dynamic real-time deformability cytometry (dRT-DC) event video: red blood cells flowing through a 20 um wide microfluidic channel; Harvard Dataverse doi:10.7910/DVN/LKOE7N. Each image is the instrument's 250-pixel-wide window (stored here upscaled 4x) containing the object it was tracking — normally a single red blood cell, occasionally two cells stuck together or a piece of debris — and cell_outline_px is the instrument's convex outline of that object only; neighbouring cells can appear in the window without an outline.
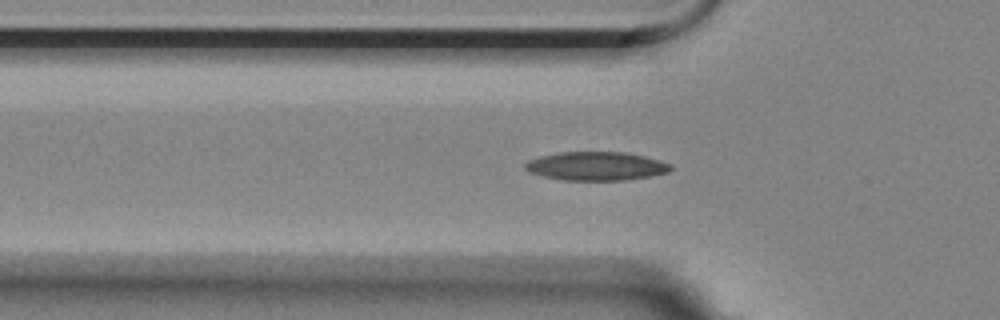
{"species": "Egyptian fruit bat (a non-hibernating species)", "species_latin": "Rousettus aegyptiacus", "temperature_condition": "room temperature", "stored_images_in_passage": 35, "camera_frame_rate_fps": 3000, "um_per_image_px": 0.085, "animal": {"sex": "female"}, "frame": {"image": 1, "passage_image": 5, "time_ms": 1.333, "image_size_px": [1000, 320], "cell_outline_px": [[672, 168], [668, 172], [652, 176], [624, 180], [564, 180], [544, 176], [528, 172], [524, 168], [524, 164], [528, 160], [540, 156], [560, 152], [624, 152], [644, 156], [660, 160], [672, 164]], "centroid_in_image_um": [50.68, 14.12], "position_along_channel_um": 75.1, "area_um2": 24.33}}
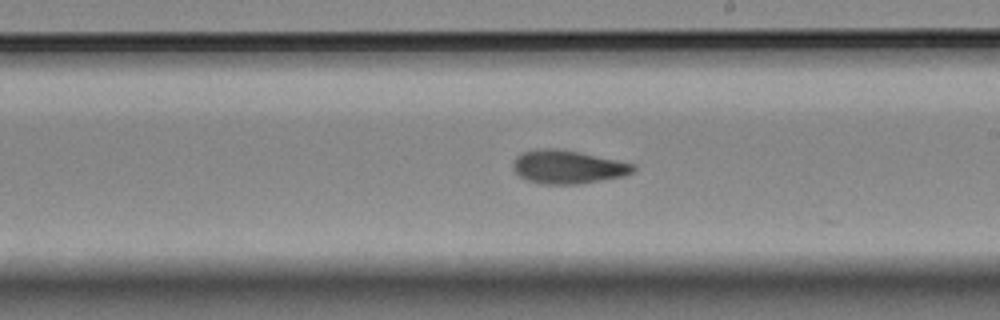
{"frame": {"image": 2, "passage_image": 19, "time_ms": 6.0, "image_size_px": [1000, 320], "cell_outline_px": [[636, 168], [632, 172], [624, 176], [580, 184], [540, 184], [528, 180], [520, 176], [512, 168], [512, 160], [516, 156], [524, 152], [540, 148], [556, 148], [576, 152], [632, 164]], "centroid_in_image_um": [48.19, 14.2], "position_along_channel_um": 240.8, "area_um2": 23.06}}
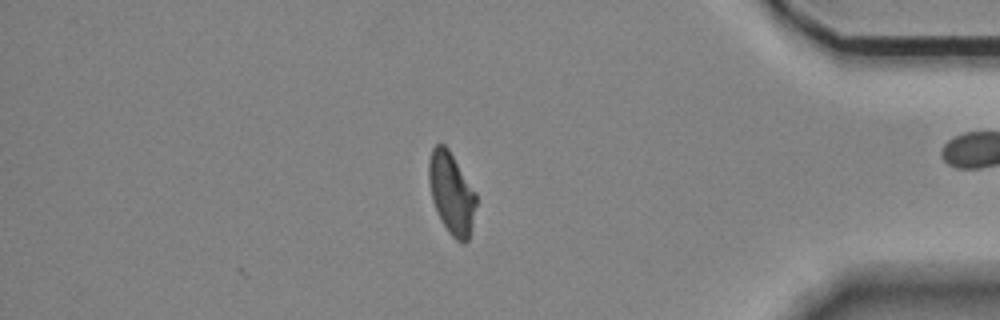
{"frame": {"image": 3, "passage_image": 35, "time_ms": 11.333, "image_size_px": [1000, 320], "cell_outline_px": [[476, 204], [468, 240], [464, 244], [456, 240], [448, 232], [432, 200], [428, 180], [428, 160], [432, 148], [436, 144], [444, 144], [448, 148], [476, 192]], "centroid_in_image_um": [38.36, 16.39], "position_along_channel_um": 396.8, "area_um2": 22.31}, "authors_computed_cell_mechanics": {"area_um2": 23.0044, "velocity_mm_per_s": 3.5278, "shape_relaxation_time_tau1_ms": 8.143, "shape_relaxation_time_tau2_ms": 2.4694, "deformation_change_tau1": 0.182, "deformation_change_tau2": 0.0877}}